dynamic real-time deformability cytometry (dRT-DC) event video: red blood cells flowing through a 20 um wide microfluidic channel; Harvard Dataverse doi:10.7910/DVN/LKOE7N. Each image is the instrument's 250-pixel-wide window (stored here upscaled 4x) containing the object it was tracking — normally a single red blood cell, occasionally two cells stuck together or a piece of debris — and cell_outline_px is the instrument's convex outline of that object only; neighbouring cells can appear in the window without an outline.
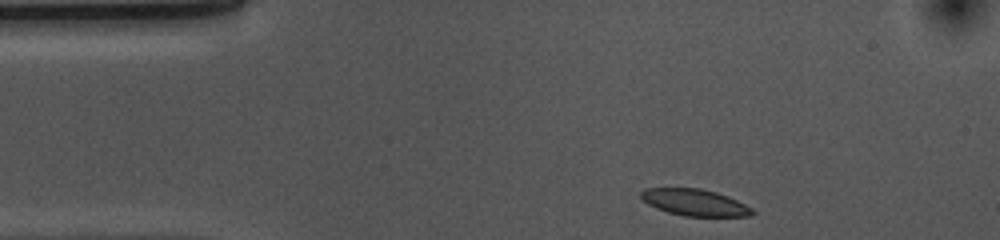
{"species": "common noctule bat (a hibernating species)", "species_latin": "Nyctalus noctula", "temperature_condition": "cold", "stored_images_in_passage": 35, "camera_frame_rate_fps": 3000, "um_per_image_px": 0.085, "animal": {"sex": "female", "body_mass_g": 10.0, "forearm_length_mm": 53.1}, "frame": {"image": 1, "passage_image": 1, "time_ms": 0.0, "image_size_px": [1000, 240], "cell_outline_px": [[756, 212], [752, 216], [684, 216], [668, 212], [656, 208], [648, 204], [640, 196], [640, 192], [644, 188], [700, 188], [716, 192], [728, 196], [752, 208]], "centroid_in_image_um": [59.06, 17.21], "position_along_channel_um": 25.9, "area_um2": 17.28}}
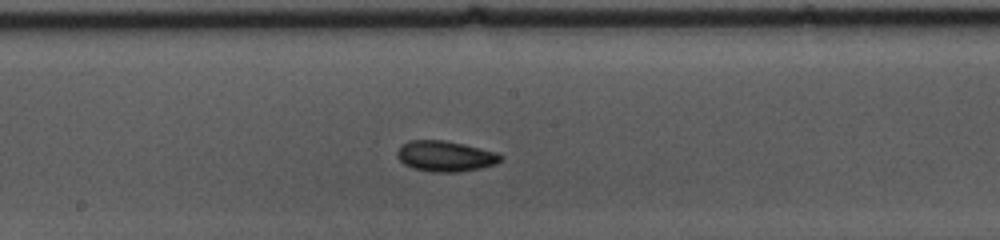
{"frame": {"image": 2, "passage_image": 20, "time_ms": 6.333, "image_size_px": [1000, 240], "cell_outline_px": [[504, 156], [496, 164], [480, 168], [456, 172], [432, 172], [412, 168], [404, 164], [396, 156], [396, 152], [400, 144], [408, 140], [444, 140], [464, 144], [496, 152]], "centroid_in_image_um": [37.81, 13.27], "position_along_channel_um": 210.4, "area_um2": 18.61}}
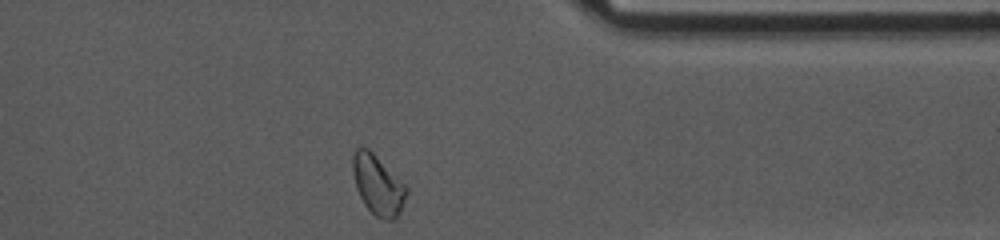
{"frame": {"image": 3, "passage_image": 35, "time_ms": 11.333, "image_size_px": [1000, 240], "cell_outline_px": [[408, 192], [400, 212], [392, 220], [384, 220], [376, 216], [364, 204], [356, 188], [352, 172], [352, 156], [356, 148], [360, 144], [368, 148], [408, 188]], "centroid_in_image_um": [32.09, 15.7], "position_along_channel_um": 379.3, "area_um2": 18.61}, "authors_computed_cell_mechanics": {"area_um2": 17.8024, "velocity_mm_per_s": 3.6471, "shape_relaxation_time_tau1_ms": 4.6188, "shape_relaxation_time_tau2_ms": 1.695, "deformation_change_tau1": 0.1122, "deformation_change_tau2": 0.0596}}